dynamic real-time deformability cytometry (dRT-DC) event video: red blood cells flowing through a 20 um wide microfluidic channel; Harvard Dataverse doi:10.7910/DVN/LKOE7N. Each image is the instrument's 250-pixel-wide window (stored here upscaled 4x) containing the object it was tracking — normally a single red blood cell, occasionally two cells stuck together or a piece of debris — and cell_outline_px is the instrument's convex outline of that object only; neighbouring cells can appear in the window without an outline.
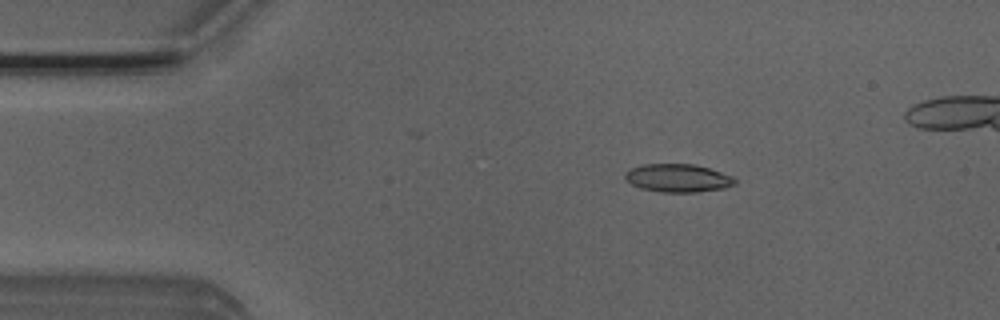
{"species": "Egyptian fruit bat (a non-hibernating species)", "species_latin": "Rousettus aegyptiacus", "temperature_condition": "room temperature", "stored_images_in_passage": 20, "camera_frame_rate_fps": 3000, "um_per_image_px": 0.085, "animal": {"sex": "male"}, "frame": {"image": 1, "passage_image": 1, "time_ms": 0.0, "image_size_px": [1000, 320], "cell_outline_px": [[736, 184], [724, 188], [696, 192], [660, 192], [640, 188], [632, 184], [624, 176], [624, 172], [640, 164], [692, 164], [708, 168], [732, 176], [736, 180]], "centroid_in_image_um": [57.61, 15.13], "position_along_channel_um": 27.4, "area_um2": 17.92}}
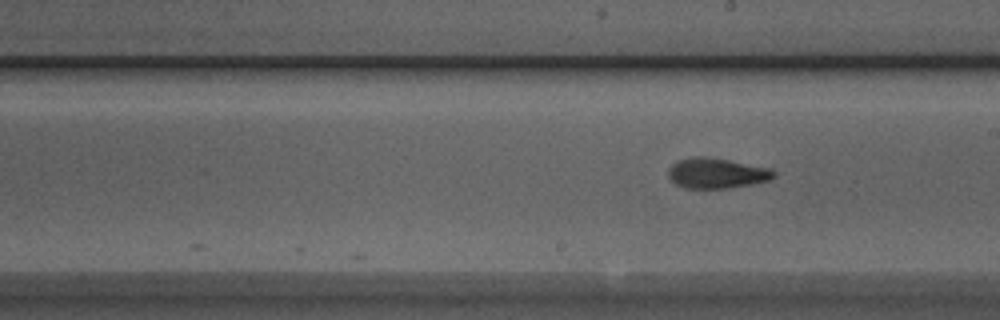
{"frame": {"image": 2, "passage_image": 20, "time_ms": 6.333, "image_size_px": [1000, 320], "cell_outline_px": [[776, 176], [768, 180], [752, 184], [728, 188], [684, 188], [676, 184], [668, 176], [668, 168], [676, 160], [692, 156], [704, 156], [728, 160], [772, 168], [776, 172]], "centroid_in_image_um": [60.9, 14.71], "position_along_channel_um": 228.1, "area_um2": 18.79}}